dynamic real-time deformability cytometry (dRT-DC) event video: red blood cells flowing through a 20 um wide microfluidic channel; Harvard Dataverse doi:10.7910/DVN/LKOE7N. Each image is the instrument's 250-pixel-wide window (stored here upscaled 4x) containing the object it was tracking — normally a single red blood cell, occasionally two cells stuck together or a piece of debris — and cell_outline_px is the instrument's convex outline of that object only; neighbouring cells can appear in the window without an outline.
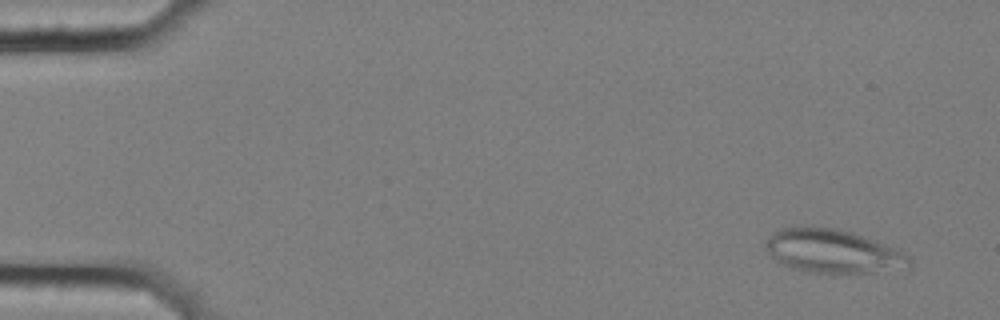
{"species": "common noctule bat (a hibernating species)", "species_latin": "Nyctalus noctula", "temperature_condition": "cold", "stored_images_in_passage": 6, "camera_frame_rate_fps": 3000, "um_per_image_px": 0.085, "animal": {"sex": "female", "body_mass_g": 25.1}, "frame": {"image": 1, "passage_image": 1, "time_ms": 0.0, "image_size_px": [1000, 320], "cell_outline_px": [[908, 260], [864, 272], [832, 276], [804, 272], [780, 264], [768, 252], [764, 244], [768, 236], [772, 232], [780, 228], [792, 224], [832, 228], [852, 232], [900, 248], [908, 256]], "centroid_in_image_um": [70.54, 21.31], "position_along_channel_um": 14.5, "area_um2": 36.41}}